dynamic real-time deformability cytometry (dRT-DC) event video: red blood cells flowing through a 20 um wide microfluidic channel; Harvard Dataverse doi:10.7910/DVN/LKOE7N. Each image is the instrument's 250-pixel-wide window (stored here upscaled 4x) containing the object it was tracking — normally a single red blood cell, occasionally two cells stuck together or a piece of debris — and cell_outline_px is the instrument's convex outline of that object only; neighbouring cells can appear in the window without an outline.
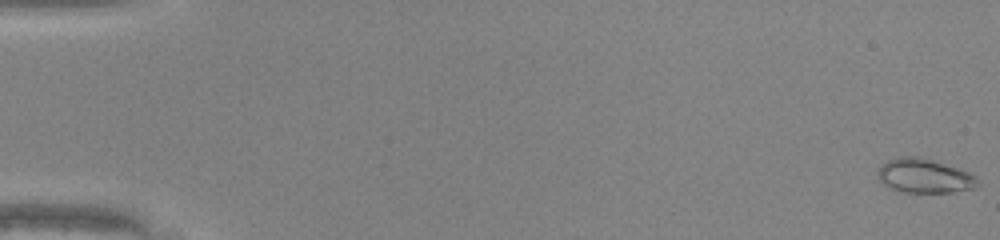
{"species": "common noctule bat (a hibernating species)", "species_latin": "Nyctalus noctula", "temperature_condition": "warm", "stored_images_in_passage": 50, "camera_frame_rate_fps": 3000, "um_per_image_px": 0.085, "animal": {"sex": "male", "body_mass_g": 20.0, "forearm_length_mm": 53.3}, "frame": {"image": 1, "passage_image": 1, "time_ms": 0.0, "image_size_px": [1000, 240], "cell_outline_px": [[980, 184], [972, 188], [952, 192], [896, 192], [888, 188], [880, 180], [876, 172], [880, 164], [888, 160], [900, 156], [920, 156], [968, 172], [976, 176], [980, 180]], "centroid_in_image_um": [78.52, 14.95], "position_along_channel_um": 6.5, "area_um2": 20.06}}
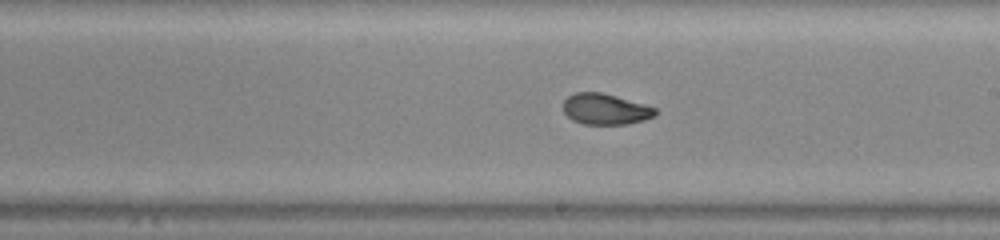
{"frame": {"image": 2, "passage_image": 30, "time_ms": 9.667, "image_size_px": [1000, 240], "cell_outline_px": [[656, 116], [644, 120], [628, 124], [584, 124], [572, 120], [564, 112], [564, 100], [568, 96], [576, 92], [600, 92], [616, 96], [644, 104], [656, 108]], "centroid_in_image_um": [51.46, 9.28], "position_along_channel_um": 237.5, "area_um2": 16.53}}
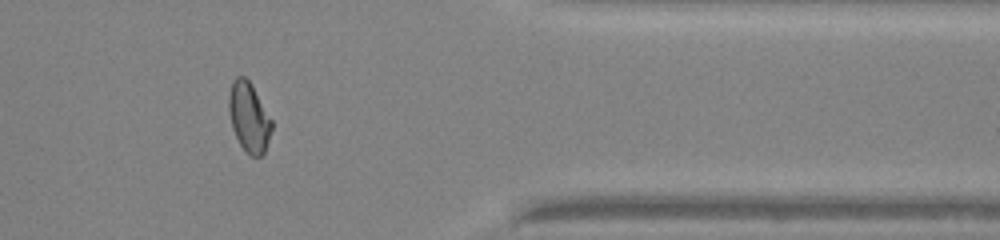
{"frame": {"image": 3, "passage_image": 42, "time_ms": 13.667, "image_size_px": [1000, 240], "cell_outline_px": [[272, 128], [264, 152], [260, 156], [252, 156], [240, 144], [232, 128], [228, 112], [228, 96], [232, 80], [236, 76], [244, 76], [252, 84], [272, 120]], "centroid_in_image_um": [21.14, 9.91], "position_along_channel_um": 390.3, "area_um2": 17.34}, "authors_computed_cell_mechanics": {"area_um2": 17.9469, "velocity_mm_per_s": 4.2388, "shape_relaxation_time_tau1_ms": null, "shape_relaxation_time_tau2_ms": 1.1812, "deformation_change_tau1": null, "deformation_change_tau2": 0.0592}}